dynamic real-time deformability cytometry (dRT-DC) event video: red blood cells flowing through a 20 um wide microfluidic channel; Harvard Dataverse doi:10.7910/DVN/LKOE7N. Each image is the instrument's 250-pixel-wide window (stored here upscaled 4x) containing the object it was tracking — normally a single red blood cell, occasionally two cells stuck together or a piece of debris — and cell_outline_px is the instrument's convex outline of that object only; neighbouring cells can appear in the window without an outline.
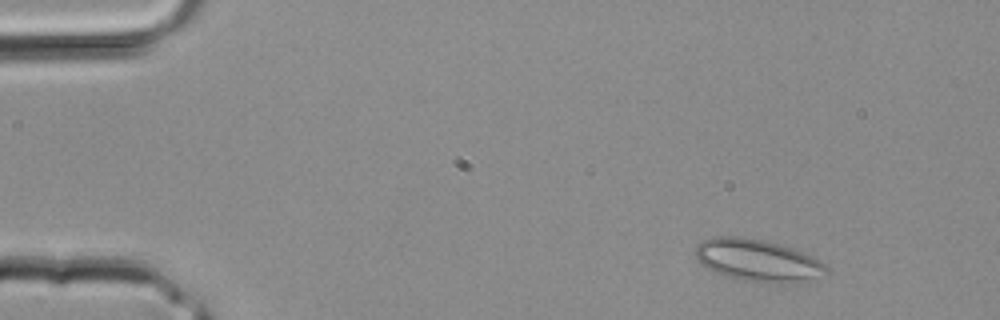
{"species": "common noctule bat (a hibernating species)", "species_latin": "Nyctalus noctula", "temperature_condition": "room temperature", "stored_images_in_passage": 3, "camera_frame_rate_fps": 3000, "um_per_image_px": 0.085, "animal": {"sex": "male", "body_mass_g": 20.4}, "frame": {"image": 1, "passage_image": 1, "time_ms": 0.0, "image_size_px": [1000, 320], "cell_outline_px": [[828, 272], [800, 284], [744, 280], [728, 276], [708, 268], [696, 256], [696, 244], [704, 240], [716, 236], [740, 236], [764, 240], [780, 244], [792, 248], [812, 256], [820, 260], [828, 268]], "centroid_in_image_um": [64.46, 22.12], "position_along_channel_um": 20.5, "area_um2": 31.79}}